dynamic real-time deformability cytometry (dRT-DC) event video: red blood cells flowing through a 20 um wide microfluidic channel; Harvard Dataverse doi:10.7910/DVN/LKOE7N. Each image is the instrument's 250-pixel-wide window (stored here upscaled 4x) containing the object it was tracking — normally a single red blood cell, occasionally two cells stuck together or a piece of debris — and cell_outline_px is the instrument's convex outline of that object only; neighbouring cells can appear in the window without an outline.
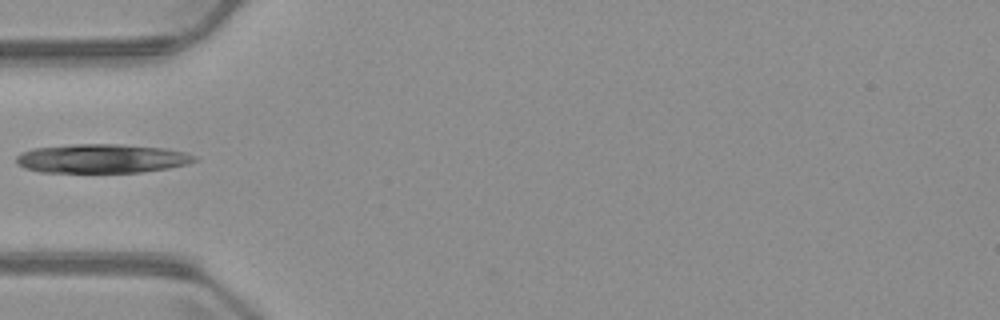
{"species": "common noctule bat (a hibernating species)", "species_latin": "Nyctalus noctula", "temperature_condition": "warm", "stored_images_in_passage": 5, "camera_frame_rate_fps": 3000, "um_per_image_px": 0.085, "animal": {"sex": "male", "body_mass_g": 23.1, "forearm_length_mm": 52.7}, "frame": {"image": 1, "passage_image": 5, "time_ms": 4.667, "image_size_px": [1000, 320], "cell_outline_px": [[200, 160], [188, 164], [168, 168], [140, 172], [40, 172], [24, 168], [16, 164], [16, 156], [20, 152], [32, 148], [72, 144], [120, 144], [164, 148], [184, 152], [196, 156]], "centroid_in_image_um": [8.63, 13.47], "position_along_channel_um": 76.4, "area_um2": 30.35}}